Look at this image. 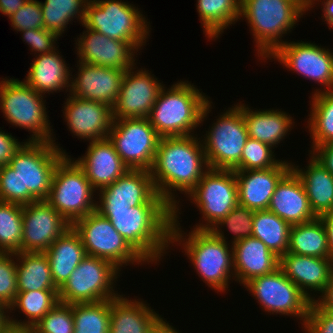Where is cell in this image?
Segmentation results:
<instances>
[{
  "label": "cell",
  "instance_id": "1",
  "mask_svg": "<svg viewBox=\"0 0 333 333\" xmlns=\"http://www.w3.org/2000/svg\"><path fill=\"white\" fill-rule=\"evenodd\" d=\"M208 169L198 135L160 137L150 174L156 192L174 209V215H179L180 201L174 194L180 191L187 196Z\"/></svg>",
  "mask_w": 333,
  "mask_h": 333
},
{
  "label": "cell",
  "instance_id": "2",
  "mask_svg": "<svg viewBox=\"0 0 333 333\" xmlns=\"http://www.w3.org/2000/svg\"><path fill=\"white\" fill-rule=\"evenodd\" d=\"M99 214L110 220L148 264H157L170 248L174 209L169 204H143L129 210Z\"/></svg>",
  "mask_w": 333,
  "mask_h": 333
},
{
  "label": "cell",
  "instance_id": "3",
  "mask_svg": "<svg viewBox=\"0 0 333 333\" xmlns=\"http://www.w3.org/2000/svg\"><path fill=\"white\" fill-rule=\"evenodd\" d=\"M178 215H174L171 226V244L182 246L196 273L208 287L217 292L229 288L231 277L235 280L233 268V247L229 245L221 229L189 231L183 233ZM184 234H187V236ZM185 237V238H184ZM179 242V243H178ZM229 245V247H228ZM231 247V248H230Z\"/></svg>",
  "mask_w": 333,
  "mask_h": 333
},
{
  "label": "cell",
  "instance_id": "4",
  "mask_svg": "<svg viewBox=\"0 0 333 333\" xmlns=\"http://www.w3.org/2000/svg\"><path fill=\"white\" fill-rule=\"evenodd\" d=\"M169 88L160 90L152 106L148 117L151 125L160 137L193 135L211 112L212 102L188 81H178Z\"/></svg>",
  "mask_w": 333,
  "mask_h": 333
},
{
  "label": "cell",
  "instance_id": "5",
  "mask_svg": "<svg viewBox=\"0 0 333 333\" xmlns=\"http://www.w3.org/2000/svg\"><path fill=\"white\" fill-rule=\"evenodd\" d=\"M304 13L292 0H241L240 19L246 18L250 26L260 60L286 42L283 34L290 33Z\"/></svg>",
  "mask_w": 333,
  "mask_h": 333
},
{
  "label": "cell",
  "instance_id": "6",
  "mask_svg": "<svg viewBox=\"0 0 333 333\" xmlns=\"http://www.w3.org/2000/svg\"><path fill=\"white\" fill-rule=\"evenodd\" d=\"M58 145L25 141L13 156L9 166L19 175L20 205L47 199L57 164L67 155Z\"/></svg>",
  "mask_w": 333,
  "mask_h": 333
},
{
  "label": "cell",
  "instance_id": "7",
  "mask_svg": "<svg viewBox=\"0 0 333 333\" xmlns=\"http://www.w3.org/2000/svg\"><path fill=\"white\" fill-rule=\"evenodd\" d=\"M43 98L25 81L7 77L0 81L1 112L8 123L33 133L27 142H53L55 139Z\"/></svg>",
  "mask_w": 333,
  "mask_h": 333
},
{
  "label": "cell",
  "instance_id": "8",
  "mask_svg": "<svg viewBox=\"0 0 333 333\" xmlns=\"http://www.w3.org/2000/svg\"><path fill=\"white\" fill-rule=\"evenodd\" d=\"M141 13L138 7L122 0H88L82 26L129 42L139 51L150 36V22Z\"/></svg>",
  "mask_w": 333,
  "mask_h": 333
},
{
  "label": "cell",
  "instance_id": "9",
  "mask_svg": "<svg viewBox=\"0 0 333 333\" xmlns=\"http://www.w3.org/2000/svg\"><path fill=\"white\" fill-rule=\"evenodd\" d=\"M66 155L58 164L46 201L73 225L96 210V192L83 169Z\"/></svg>",
  "mask_w": 333,
  "mask_h": 333
},
{
  "label": "cell",
  "instance_id": "10",
  "mask_svg": "<svg viewBox=\"0 0 333 333\" xmlns=\"http://www.w3.org/2000/svg\"><path fill=\"white\" fill-rule=\"evenodd\" d=\"M209 129L202 139L209 168L240 171L241 155L249 138L243 104L228 108Z\"/></svg>",
  "mask_w": 333,
  "mask_h": 333
},
{
  "label": "cell",
  "instance_id": "11",
  "mask_svg": "<svg viewBox=\"0 0 333 333\" xmlns=\"http://www.w3.org/2000/svg\"><path fill=\"white\" fill-rule=\"evenodd\" d=\"M120 271L108 260L87 255L58 289L59 302L96 303L118 297L113 288Z\"/></svg>",
  "mask_w": 333,
  "mask_h": 333
},
{
  "label": "cell",
  "instance_id": "12",
  "mask_svg": "<svg viewBox=\"0 0 333 333\" xmlns=\"http://www.w3.org/2000/svg\"><path fill=\"white\" fill-rule=\"evenodd\" d=\"M191 203L202 213L204 223L194 229L211 230L238 204V187L234 170L209 168L188 194Z\"/></svg>",
  "mask_w": 333,
  "mask_h": 333
},
{
  "label": "cell",
  "instance_id": "13",
  "mask_svg": "<svg viewBox=\"0 0 333 333\" xmlns=\"http://www.w3.org/2000/svg\"><path fill=\"white\" fill-rule=\"evenodd\" d=\"M72 227L81 237L86 254L112 262L117 268L146 261L116 231L110 220L96 210L78 219ZM135 263V264H134Z\"/></svg>",
  "mask_w": 333,
  "mask_h": 333
},
{
  "label": "cell",
  "instance_id": "14",
  "mask_svg": "<svg viewBox=\"0 0 333 333\" xmlns=\"http://www.w3.org/2000/svg\"><path fill=\"white\" fill-rule=\"evenodd\" d=\"M108 138L130 170L150 171L160 136L148 118L113 120Z\"/></svg>",
  "mask_w": 333,
  "mask_h": 333
},
{
  "label": "cell",
  "instance_id": "15",
  "mask_svg": "<svg viewBox=\"0 0 333 333\" xmlns=\"http://www.w3.org/2000/svg\"><path fill=\"white\" fill-rule=\"evenodd\" d=\"M244 287L270 314L295 316L304 325L311 300L288 278L280 268L274 272L253 278Z\"/></svg>",
  "mask_w": 333,
  "mask_h": 333
},
{
  "label": "cell",
  "instance_id": "16",
  "mask_svg": "<svg viewBox=\"0 0 333 333\" xmlns=\"http://www.w3.org/2000/svg\"><path fill=\"white\" fill-rule=\"evenodd\" d=\"M311 42H288L278 47L267 59H276L291 71L325 87L315 93L333 90V52ZM320 90V91H319Z\"/></svg>",
  "mask_w": 333,
  "mask_h": 333
},
{
  "label": "cell",
  "instance_id": "17",
  "mask_svg": "<svg viewBox=\"0 0 333 333\" xmlns=\"http://www.w3.org/2000/svg\"><path fill=\"white\" fill-rule=\"evenodd\" d=\"M98 213L129 210L143 204H168L157 192L150 171L128 170L111 185L99 190Z\"/></svg>",
  "mask_w": 333,
  "mask_h": 333
},
{
  "label": "cell",
  "instance_id": "18",
  "mask_svg": "<svg viewBox=\"0 0 333 333\" xmlns=\"http://www.w3.org/2000/svg\"><path fill=\"white\" fill-rule=\"evenodd\" d=\"M21 252H45L72 225L46 200L23 205Z\"/></svg>",
  "mask_w": 333,
  "mask_h": 333
},
{
  "label": "cell",
  "instance_id": "19",
  "mask_svg": "<svg viewBox=\"0 0 333 333\" xmlns=\"http://www.w3.org/2000/svg\"><path fill=\"white\" fill-rule=\"evenodd\" d=\"M132 67L125 71L117 102L112 107L113 119L148 118L163 85L149 70ZM152 74V75H151Z\"/></svg>",
  "mask_w": 333,
  "mask_h": 333
},
{
  "label": "cell",
  "instance_id": "20",
  "mask_svg": "<svg viewBox=\"0 0 333 333\" xmlns=\"http://www.w3.org/2000/svg\"><path fill=\"white\" fill-rule=\"evenodd\" d=\"M85 29L75 43L78 61L122 71L135 67L134 57L138 51L129 42L111 39L87 27Z\"/></svg>",
  "mask_w": 333,
  "mask_h": 333
},
{
  "label": "cell",
  "instance_id": "21",
  "mask_svg": "<svg viewBox=\"0 0 333 333\" xmlns=\"http://www.w3.org/2000/svg\"><path fill=\"white\" fill-rule=\"evenodd\" d=\"M64 104L63 116L73 135L89 142L108 137L114 120L111 106L70 95Z\"/></svg>",
  "mask_w": 333,
  "mask_h": 333
},
{
  "label": "cell",
  "instance_id": "22",
  "mask_svg": "<svg viewBox=\"0 0 333 333\" xmlns=\"http://www.w3.org/2000/svg\"><path fill=\"white\" fill-rule=\"evenodd\" d=\"M78 63V75L71 77L70 90L67 91L69 95L113 107L117 102L125 71L80 61Z\"/></svg>",
  "mask_w": 333,
  "mask_h": 333
},
{
  "label": "cell",
  "instance_id": "23",
  "mask_svg": "<svg viewBox=\"0 0 333 333\" xmlns=\"http://www.w3.org/2000/svg\"><path fill=\"white\" fill-rule=\"evenodd\" d=\"M285 161L267 169L234 171L238 203L254 211L267 210L277 183L291 169L292 162Z\"/></svg>",
  "mask_w": 333,
  "mask_h": 333
},
{
  "label": "cell",
  "instance_id": "24",
  "mask_svg": "<svg viewBox=\"0 0 333 333\" xmlns=\"http://www.w3.org/2000/svg\"><path fill=\"white\" fill-rule=\"evenodd\" d=\"M74 161L83 169L92 188L98 192L129 170L108 137L90 141L85 155Z\"/></svg>",
  "mask_w": 333,
  "mask_h": 333
},
{
  "label": "cell",
  "instance_id": "25",
  "mask_svg": "<svg viewBox=\"0 0 333 333\" xmlns=\"http://www.w3.org/2000/svg\"><path fill=\"white\" fill-rule=\"evenodd\" d=\"M279 268L311 301L310 292L322 293L333 272V260L286 253L279 257Z\"/></svg>",
  "mask_w": 333,
  "mask_h": 333
},
{
  "label": "cell",
  "instance_id": "26",
  "mask_svg": "<svg viewBox=\"0 0 333 333\" xmlns=\"http://www.w3.org/2000/svg\"><path fill=\"white\" fill-rule=\"evenodd\" d=\"M268 210L291 226L316 218L298 175L290 169L277 183Z\"/></svg>",
  "mask_w": 333,
  "mask_h": 333
},
{
  "label": "cell",
  "instance_id": "27",
  "mask_svg": "<svg viewBox=\"0 0 333 333\" xmlns=\"http://www.w3.org/2000/svg\"><path fill=\"white\" fill-rule=\"evenodd\" d=\"M232 247L235 281L243 286L253 278L270 274L279 268V256L260 239L248 237Z\"/></svg>",
  "mask_w": 333,
  "mask_h": 333
},
{
  "label": "cell",
  "instance_id": "28",
  "mask_svg": "<svg viewBox=\"0 0 333 333\" xmlns=\"http://www.w3.org/2000/svg\"><path fill=\"white\" fill-rule=\"evenodd\" d=\"M163 317L141 299L119 295L110 300L109 333H152Z\"/></svg>",
  "mask_w": 333,
  "mask_h": 333
},
{
  "label": "cell",
  "instance_id": "29",
  "mask_svg": "<svg viewBox=\"0 0 333 333\" xmlns=\"http://www.w3.org/2000/svg\"><path fill=\"white\" fill-rule=\"evenodd\" d=\"M57 50L36 55L25 77L24 81L41 95L70 90L72 72Z\"/></svg>",
  "mask_w": 333,
  "mask_h": 333
},
{
  "label": "cell",
  "instance_id": "30",
  "mask_svg": "<svg viewBox=\"0 0 333 333\" xmlns=\"http://www.w3.org/2000/svg\"><path fill=\"white\" fill-rule=\"evenodd\" d=\"M54 284L60 288L87 256L78 232L71 226L45 251Z\"/></svg>",
  "mask_w": 333,
  "mask_h": 333
},
{
  "label": "cell",
  "instance_id": "31",
  "mask_svg": "<svg viewBox=\"0 0 333 333\" xmlns=\"http://www.w3.org/2000/svg\"><path fill=\"white\" fill-rule=\"evenodd\" d=\"M243 118L249 138L277 147L292 130L294 120L281 110H255L243 104ZM293 124V125H292ZM290 130V131H289Z\"/></svg>",
  "mask_w": 333,
  "mask_h": 333
},
{
  "label": "cell",
  "instance_id": "32",
  "mask_svg": "<svg viewBox=\"0 0 333 333\" xmlns=\"http://www.w3.org/2000/svg\"><path fill=\"white\" fill-rule=\"evenodd\" d=\"M309 156L311 158L306 169L303 170L294 163L291 169L303 184L312 212L316 217H321L333 211V175L312 155Z\"/></svg>",
  "mask_w": 333,
  "mask_h": 333
},
{
  "label": "cell",
  "instance_id": "33",
  "mask_svg": "<svg viewBox=\"0 0 333 333\" xmlns=\"http://www.w3.org/2000/svg\"><path fill=\"white\" fill-rule=\"evenodd\" d=\"M18 292L58 290L45 252H17Z\"/></svg>",
  "mask_w": 333,
  "mask_h": 333
},
{
  "label": "cell",
  "instance_id": "34",
  "mask_svg": "<svg viewBox=\"0 0 333 333\" xmlns=\"http://www.w3.org/2000/svg\"><path fill=\"white\" fill-rule=\"evenodd\" d=\"M288 253L317 258H330L328 232L320 217L292 225Z\"/></svg>",
  "mask_w": 333,
  "mask_h": 333
},
{
  "label": "cell",
  "instance_id": "35",
  "mask_svg": "<svg viewBox=\"0 0 333 333\" xmlns=\"http://www.w3.org/2000/svg\"><path fill=\"white\" fill-rule=\"evenodd\" d=\"M196 7L203 32L210 40L240 20L241 0H197Z\"/></svg>",
  "mask_w": 333,
  "mask_h": 333
},
{
  "label": "cell",
  "instance_id": "36",
  "mask_svg": "<svg viewBox=\"0 0 333 333\" xmlns=\"http://www.w3.org/2000/svg\"><path fill=\"white\" fill-rule=\"evenodd\" d=\"M59 302L58 290H38L18 292L9 311L19 309L27 321L9 317L10 326L31 329ZM12 310V311H11ZM13 318V319H12Z\"/></svg>",
  "mask_w": 333,
  "mask_h": 333
},
{
  "label": "cell",
  "instance_id": "37",
  "mask_svg": "<svg viewBox=\"0 0 333 333\" xmlns=\"http://www.w3.org/2000/svg\"><path fill=\"white\" fill-rule=\"evenodd\" d=\"M291 225L267 210L254 211L252 237L260 239L277 256L287 253Z\"/></svg>",
  "mask_w": 333,
  "mask_h": 333
},
{
  "label": "cell",
  "instance_id": "38",
  "mask_svg": "<svg viewBox=\"0 0 333 333\" xmlns=\"http://www.w3.org/2000/svg\"><path fill=\"white\" fill-rule=\"evenodd\" d=\"M307 128L312 147L333 141V90L312 94Z\"/></svg>",
  "mask_w": 333,
  "mask_h": 333
},
{
  "label": "cell",
  "instance_id": "39",
  "mask_svg": "<svg viewBox=\"0 0 333 333\" xmlns=\"http://www.w3.org/2000/svg\"><path fill=\"white\" fill-rule=\"evenodd\" d=\"M88 0H45L40 2L44 28L59 37L66 31L69 22L79 19L84 22ZM74 18V19H73Z\"/></svg>",
  "mask_w": 333,
  "mask_h": 333
},
{
  "label": "cell",
  "instance_id": "40",
  "mask_svg": "<svg viewBox=\"0 0 333 333\" xmlns=\"http://www.w3.org/2000/svg\"><path fill=\"white\" fill-rule=\"evenodd\" d=\"M74 333H109L110 300L72 304Z\"/></svg>",
  "mask_w": 333,
  "mask_h": 333
},
{
  "label": "cell",
  "instance_id": "41",
  "mask_svg": "<svg viewBox=\"0 0 333 333\" xmlns=\"http://www.w3.org/2000/svg\"><path fill=\"white\" fill-rule=\"evenodd\" d=\"M23 205L0 201V252H21Z\"/></svg>",
  "mask_w": 333,
  "mask_h": 333
},
{
  "label": "cell",
  "instance_id": "42",
  "mask_svg": "<svg viewBox=\"0 0 333 333\" xmlns=\"http://www.w3.org/2000/svg\"><path fill=\"white\" fill-rule=\"evenodd\" d=\"M270 145L248 138L240 159V171L275 167L281 160L275 158Z\"/></svg>",
  "mask_w": 333,
  "mask_h": 333
},
{
  "label": "cell",
  "instance_id": "43",
  "mask_svg": "<svg viewBox=\"0 0 333 333\" xmlns=\"http://www.w3.org/2000/svg\"><path fill=\"white\" fill-rule=\"evenodd\" d=\"M32 329L36 333H74L72 304L58 302Z\"/></svg>",
  "mask_w": 333,
  "mask_h": 333
},
{
  "label": "cell",
  "instance_id": "44",
  "mask_svg": "<svg viewBox=\"0 0 333 333\" xmlns=\"http://www.w3.org/2000/svg\"><path fill=\"white\" fill-rule=\"evenodd\" d=\"M254 210L248 209L239 203L230 213L222 218L212 229H220L222 226L228 227L233 233L232 246L245 238L252 237ZM221 226V227H220Z\"/></svg>",
  "mask_w": 333,
  "mask_h": 333
},
{
  "label": "cell",
  "instance_id": "45",
  "mask_svg": "<svg viewBox=\"0 0 333 333\" xmlns=\"http://www.w3.org/2000/svg\"><path fill=\"white\" fill-rule=\"evenodd\" d=\"M15 257V258H14ZM16 253L0 252V302L9 307L18 293Z\"/></svg>",
  "mask_w": 333,
  "mask_h": 333
},
{
  "label": "cell",
  "instance_id": "46",
  "mask_svg": "<svg viewBox=\"0 0 333 333\" xmlns=\"http://www.w3.org/2000/svg\"><path fill=\"white\" fill-rule=\"evenodd\" d=\"M11 27L17 32L44 28L40 1L27 0L26 3L9 18Z\"/></svg>",
  "mask_w": 333,
  "mask_h": 333
},
{
  "label": "cell",
  "instance_id": "47",
  "mask_svg": "<svg viewBox=\"0 0 333 333\" xmlns=\"http://www.w3.org/2000/svg\"><path fill=\"white\" fill-rule=\"evenodd\" d=\"M23 36L22 39L31 47V51L37 54L50 53L56 48V41L59 36L52 31H48L45 28L28 29L20 31Z\"/></svg>",
  "mask_w": 333,
  "mask_h": 333
},
{
  "label": "cell",
  "instance_id": "48",
  "mask_svg": "<svg viewBox=\"0 0 333 333\" xmlns=\"http://www.w3.org/2000/svg\"><path fill=\"white\" fill-rule=\"evenodd\" d=\"M303 328L307 333H333V311L311 301Z\"/></svg>",
  "mask_w": 333,
  "mask_h": 333
},
{
  "label": "cell",
  "instance_id": "49",
  "mask_svg": "<svg viewBox=\"0 0 333 333\" xmlns=\"http://www.w3.org/2000/svg\"><path fill=\"white\" fill-rule=\"evenodd\" d=\"M0 201L20 204L19 175L9 165L0 167Z\"/></svg>",
  "mask_w": 333,
  "mask_h": 333
},
{
  "label": "cell",
  "instance_id": "50",
  "mask_svg": "<svg viewBox=\"0 0 333 333\" xmlns=\"http://www.w3.org/2000/svg\"><path fill=\"white\" fill-rule=\"evenodd\" d=\"M24 143H20L12 134L5 133L0 127V167L9 165L15 153Z\"/></svg>",
  "mask_w": 333,
  "mask_h": 333
},
{
  "label": "cell",
  "instance_id": "51",
  "mask_svg": "<svg viewBox=\"0 0 333 333\" xmlns=\"http://www.w3.org/2000/svg\"><path fill=\"white\" fill-rule=\"evenodd\" d=\"M311 154L331 175H333V141L310 150Z\"/></svg>",
  "mask_w": 333,
  "mask_h": 333
},
{
  "label": "cell",
  "instance_id": "52",
  "mask_svg": "<svg viewBox=\"0 0 333 333\" xmlns=\"http://www.w3.org/2000/svg\"><path fill=\"white\" fill-rule=\"evenodd\" d=\"M320 295L318 300L315 299L314 302L320 308L333 311V272L326 288Z\"/></svg>",
  "mask_w": 333,
  "mask_h": 333
},
{
  "label": "cell",
  "instance_id": "53",
  "mask_svg": "<svg viewBox=\"0 0 333 333\" xmlns=\"http://www.w3.org/2000/svg\"><path fill=\"white\" fill-rule=\"evenodd\" d=\"M26 1L27 0H0V12L10 18Z\"/></svg>",
  "mask_w": 333,
  "mask_h": 333
},
{
  "label": "cell",
  "instance_id": "54",
  "mask_svg": "<svg viewBox=\"0 0 333 333\" xmlns=\"http://www.w3.org/2000/svg\"><path fill=\"white\" fill-rule=\"evenodd\" d=\"M321 2V8L323 11V20L327 22L329 29H333V0H313V6L316 5L317 2ZM315 4V5H314Z\"/></svg>",
  "mask_w": 333,
  "mask_h": 333
},
{
  "label": "cell",
  "instance_id": "55",
  "mask_svg": "<svg viewBox=\"0 0 333 333\" xmlns=\"http://www.w3.org/2000/svg\"><path fill=\"white\" fill-rule=\"evenodd\" d=\"M320 218L324 222L328 232L330 259L333 260V211L322 215Z\"/></svg>",
  "mask_w": 333,
  "mask_h": 333
},
{
  "label": "cell",
  "instance_id": "56",
  "mask_svg": "<svg viewBox=\"0 0 333 333\" xmlns=\"http://www.w3.org/2000/svg\"><path fill=\"white\" fill-rule=\"evenodd\" d=\"M9 308L5 304H0V333L4 332L9 326Z\"/></svg>",
  "mask_w": 333,
  "mask_h": 333
},
{
  "label": "cell",
  "instance_id": "57",
  "mask_svg": "<svg viewBox=\"0 0 333 333\" xmlns=\"http://www.w3.org/2000/svg\"><path fill=\"white\" fill-rule=\"evenodd\" d=\"M152 333H180L179 330L174 329L166 320H162Z\"/></svg>",
  "mask_w": 333,
  "mask_h": 333
},
{
  "label": "cell",
  "instance_id": "58",
  "mask_svg": "<svg viewBox=\"0 0 333 333\" xmlns=\"http://www.w3.org/2000/svg\"><path fill=\"white\" fill-rule=\"evenodd\" d=\"M296 4H298L305 12L313 7V0H292Z\"/></svg>",
  "mask_w": 333,
  "mask_h": 333
},
{
  "label": "cell",
  "instance_id": "59",
  "mask_svg": "<svg viewBox=\"0 0 333 333\" xmlns=\"http://www.w3.org/2000/svg\"><path fill=\"white\" fill-rule=\"evenodd\" d=\"M2 333H29V329L9 326V327H8L4 332H2Z\"/></svg>",
  "mask_w": 333,
  "mask_h": 333
},
{
  "label": "cell",
  "instance_id": "60",
  "mask_svg": "<svg viewBox=\"0 0 333 333\" xmlns=\"http://www.w3.org/2000/svg\"><path fill=\"white\" fill-rule=\"evenodd\" d=\"M29 333H36L32 328L29 329Z\"/></svg>",
  "mask_w": 333,
  "mask_h": 333
}]
</instances>
